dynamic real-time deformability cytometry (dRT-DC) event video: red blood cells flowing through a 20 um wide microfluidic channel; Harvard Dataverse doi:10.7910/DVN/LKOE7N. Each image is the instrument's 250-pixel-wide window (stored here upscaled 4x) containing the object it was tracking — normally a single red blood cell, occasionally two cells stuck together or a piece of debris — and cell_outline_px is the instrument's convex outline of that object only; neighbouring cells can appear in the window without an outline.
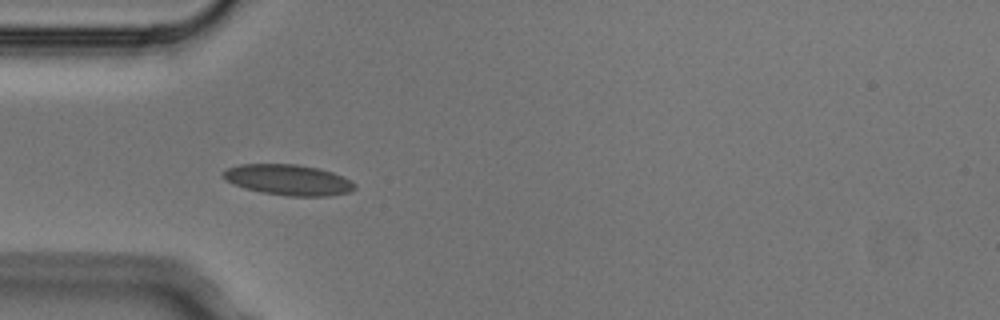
{"species": "Egyptian fruit bat (a non-hibernating species)", "species_latin": "Rousettus aegyptiacus", "temperature_condition": "cold", "stored_images_in_passage": 4, "camera_frame_rate_fps": 3000, "um_per_image_px": 0.085, "animal": {"sex": "male"}, "frame": {"image": 1, "passage_image": 1, "time_ms": 0.0, "image_size_px": [1000, 320], "cell_outline_px": [[356, 188], [348, 192], [328, 196], [288, 196], [260, 192], [244, 188], [232, 184], [224, 180], [220, 176], [220, 172], [228, 168], [240, 164], [296, 164], [320, 168], [332, 172], [356, 184]], "centroid_in_image_um": [24.43, 15.28], "position_along_channel_um": 60.6, "area_um2": 23.7}}
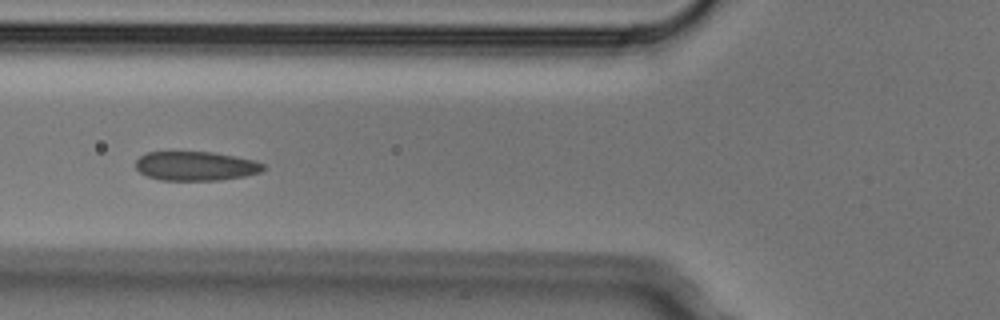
{"frame": {"image": 2, "passage_image": 2, "time_ms": 0.333, "image_size_px": [1000, 320], "cell_outline_px": [[264, 168], [260, 172], [244, 176], [220, 180], [160, 180], [148, 176], [140, 172], [136, 168], [136, 160], [140, 156], [148, 152], [212, 152], [252, 160], [264, 164]], "centroid_in_image_um": [16.61, 14.11], "position_along_channel_um": 109.2, "area_um2": 21.44}}
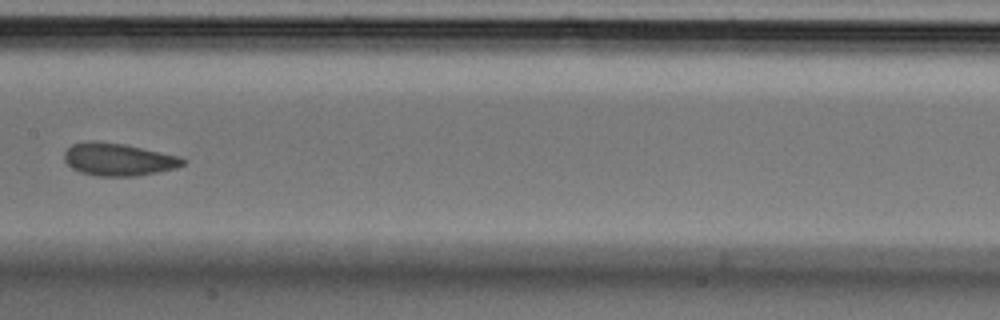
{"frame": {"image": 3, "passage_image": 4, "time_ms": 1.0, "image_size_px": [1000, 320], "cell_outline_px": [[188, 160], [184, 164], [176, 168], [136, 176], [96, 176], [80, 172], [72, 168], [64, 160], [64, 152], [72, 144], [92, 140], [124, 144], [180, 156]], "centroid_in_image_um": [10.06, 13.55], "position_along_channel_um": 197.3, "area_um2": 22.54}}